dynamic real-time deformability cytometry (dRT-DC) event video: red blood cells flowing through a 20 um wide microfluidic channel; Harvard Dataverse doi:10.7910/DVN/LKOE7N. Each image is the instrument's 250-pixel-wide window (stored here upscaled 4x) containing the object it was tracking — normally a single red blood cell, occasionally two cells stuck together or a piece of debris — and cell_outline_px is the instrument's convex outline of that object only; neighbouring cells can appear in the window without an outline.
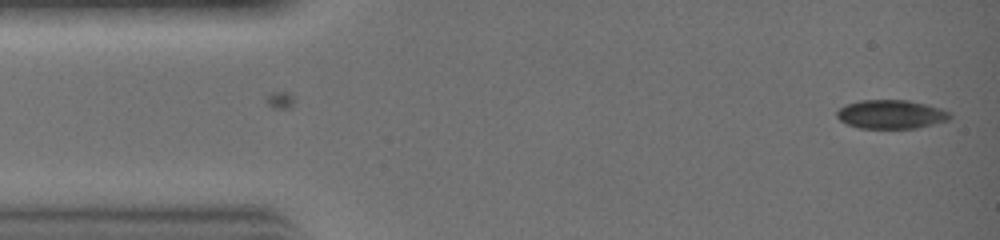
{"species": "common noctule bat (a hibernating species)", "species_latin": "Nyctalus noctula", "temperature_condition": "warm", "stored_images_in_passage": 4, "camera_frame_rate_fps": 3000, "um_per_image_px": 0.085, "animal": {"sex": "female", "body_mass_g": 19.0, "forearm_length_mm": 51.5}, "frame": {"image": 1, "passage_image": 4, "time_ms": 1.0, "image_size_px": [1000, 240], "cell_outline_px": [[952, 116], [948, 120], [916, 128], [860, 128], [848, 124], [840, 120], [836, 116], [836, 112], [840, 108], [848, 104], [860, 100], [908, 100], [940, 108], [948, 112]], "centroid_in_image_um": [75.72, 9.71], "position_along_channel_um": 9.3, "area_um2": 18.73}}